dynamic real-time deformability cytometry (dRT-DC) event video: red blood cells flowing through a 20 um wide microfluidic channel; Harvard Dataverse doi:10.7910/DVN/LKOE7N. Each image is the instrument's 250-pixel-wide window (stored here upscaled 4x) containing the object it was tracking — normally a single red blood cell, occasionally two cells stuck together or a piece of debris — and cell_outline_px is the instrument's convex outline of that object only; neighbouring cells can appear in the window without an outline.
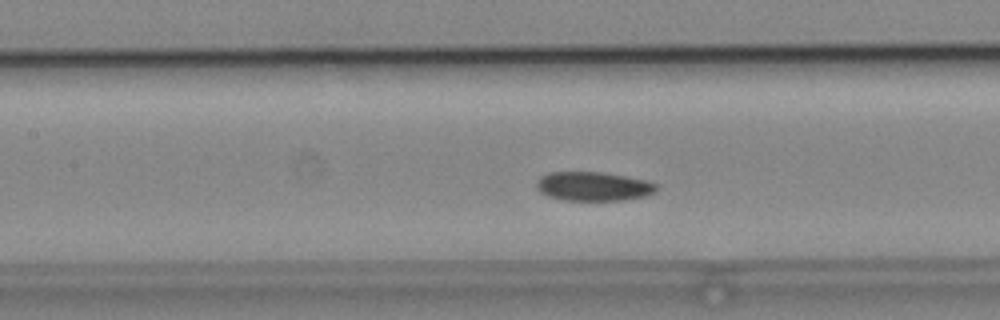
{"species": "common noctule bat (a hibernating species)", "species_latin": "Nyctalus noctula", "temperature_condition": "cold", "stored_images_in_passage": 38, "camera_frame_rate_fps": 3000, "um_per_image_px": 0.085, "animal": {"sex": "male", "body_mass_g": 19.2, "forearm_length_mm": 51.8}, "frame": {"image": 1, "passage_image": 19, "time_ms": 6.0, "image_size_px": [1000, 320], "cell_outline_px": [[656, 192], [644, 196], [624, 200], [564, 200], [548, 196], [540, 192], [536, 188], [536, 180], [540, 176], [548, 172], [604, 172], [644, 180], [656, 184]], "centroid_in_image_um": [50.38, 15.83], "position_along_channel_um": 157.0, "area_um2": 20.29}}
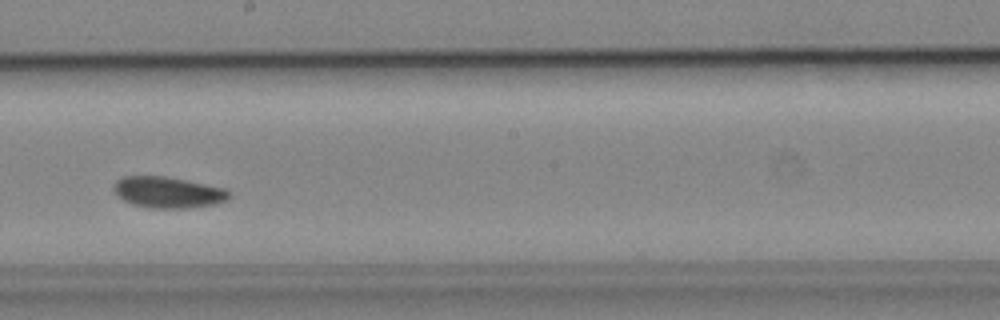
{"frame": {"image": 2, "passage_image": 25, "time_ms": 8.0, "image_size_px": [1000, 320], "cell_outline_px": [[232, 196], [228, 200], [216, 204], [184, 208], [152, 208], [132, 204], [116, 196], [116, 180], [124, 176], [164, 176], [224, 188], [232, 192]], "centroid_in_image_um": [14.33, 16.35], "position_along_channel_um": 233.9, "area_um2": 20.81}}
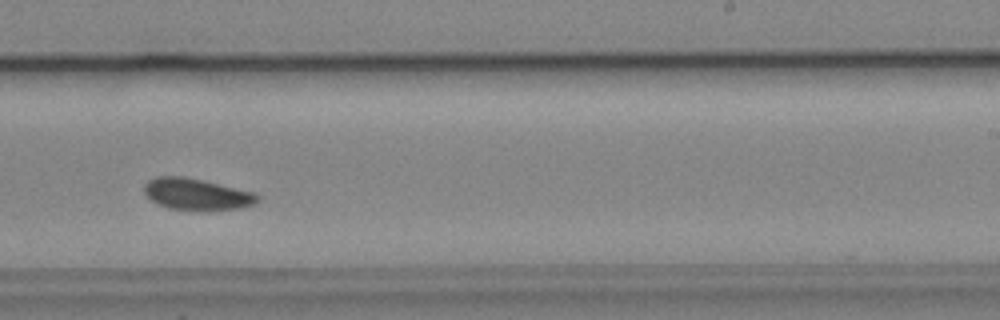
{"frame": {"image": 3, "passage_image": 28, "time_ms": 9.0, "image_size_px": [1000, 320], "cell_outline_px": [[260, 200], [256, 204], [240, 208], [208, 212], [204, 212], [168, 208], [156, 204], [144, 192], [144, 184], [148, 180], [156, 176], [180, 176], [200, 180], [252, 192], [260, 196]], "centroid_in_image_um": [16.72, 16.55], "position_along_channel_um": 272.3, "area_um2": 21.1}, "authors_computed_cell_mechanics": {"area_um2": 20.8369, "velocity_mm_per_s": 3.8583, "shape_relaxation_time_tau1_ms": 4.8768, "shape_relaxation_time_tau2_ms": 6.3855, "deformation_change_tau1": 0.0667, "deformation_change_tau2": 0.0843}}